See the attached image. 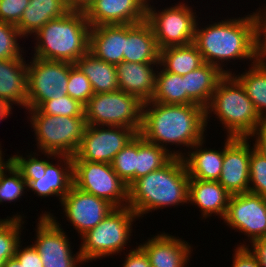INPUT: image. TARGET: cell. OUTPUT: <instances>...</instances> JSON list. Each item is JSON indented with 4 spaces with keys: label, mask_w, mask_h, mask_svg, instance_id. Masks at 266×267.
<instances>
[{
    "label": "cell",
    "mask_w": 266,
    "mask_h": 267,
    "mask_svg": "<svg viewBox=\"0 0 266 267\" xmlns=\"http://www.w3.org/2000/svg\"><path fill=\"white\" fill-rule=\"evenodd\" d=\"M198 22L193 43L204 62L218 67L225 74H232L231 69H224L227 67L224 63L232 59H249L256 63L261 58L256 11L244 17L225 18L204 28Z\"/></svg>",
    "instance_id": "1"
},
{
    "label": "cell",
    "mask_w": 266,
    "mask_h": 267,
    "mask_svg": "<svg viewBox=\"0 0 266 267\" xmlns=\"http://www.w3.org/2000/svg\"><path fill=\"white\" fill-rule=\"evenodd\" d=\"M207 127L205 109L200 105L148 101L143 103L139 134L148 142L168 150L174 157L182 158L183 151L168 149L169 144L182 145L181 148L184 146L189 150L205 138Z\"/></svg>",
    "instance_id": "2"
},
{
    "label": "cell",
    "mask_w": 266,
    "mask_h": 267,
    "mask_svg": "<svg viewBox=\"0 0 266 267\" xmlns=\"http://www.w3.org/2000/svg\"><path fill=\"white\" fill-rule=\"evenodd\" d=\"M189 176L181 157H173L128 187V206L140 218L159 208L183 206L188 203Z\"/></svg>",
    "instance_id": "3"
},
{
    "label": "cell",
    "mask_w": 266,
    "mask_h": 267,
    "mask_svg": "<svg viewBox=\"0 0 266 267\" xmlns=\"http://www.w3.org/2000/svg\"><path fill=\"white\" fill-rule=\"evenodd\" d=\"M90 30L84 11L72 9L32 35L36 40L33 57L74 64L89 51Z\"/></svg>",
    "instance_id": "4"
},
{
    "label": "cell",
    "mask_w": 266,
    "mask_h": 267,
    "mask_svg": "<svg viewBox=\"0 0 266 267\" xmlns=\"http://www.w3.org/2000/svg\"><path fill=\"white\" fill-rule=\"evenodd\" d=\"M206 125L213 113L226 129L227 137L248 138L263 122L244 87L226 74L217 84L205 108Z\"/></svg>",
    "instance_id": "5"
},
{
    "label": "cell",
    "mask_w": 266,
    "mask_h": 267,
    "mask_svg": "<svg viewBox=\"0 0 266 267\" xmlns=\"http://www.w3.org/2000/svg\"><path fill=\"white\" fill-rule=\"evenodd\" d=\"M139 219L129 207L113 209L96 227L87 231L81 238L80 251L85 263L109 257L125 250L131 240L133 223Z\"/></svg>",
    "instance_id": "6"
},
{
    "label": "cell",
    "mask_w": 266,
    "mask_h": 267,
    "mask_svg": "<svg viewBox=\"0 0 266 267\" xmlns=\"http://www.w3.org/2000/svg\"><path fill=\"white\" fill-rule=\"evenodd\" d=\"M26 110L39 153L76 154L87 126L85 117L52 116L37 108Z\"/></svg>",
    "instance_id": "7"
},
{
    "label": "cell",
    "mask_w": 266,
    "mask_h": 267,
    "mask_svg": "<svg viewBox=\"0 0 266 267\" xmlns=\"http://www.w3.org/2000/svg\"><path fill=\"white\" fill-rule=\"evenodd\" d=\"M142 108L143 102L121 90L96 93L84 105V117L87 125L128 127L139 133Z\"/></svg>",
    "instance_id": "8"
},
{
    "label": "cell",
    "mask_w": 266,
    "mask_h": 267,
    "mask_svg": "<svg viewBox=\"0 0 266 267\" xmlns=\"http://www.w3.org/2000/svg\"><path fill=\"white\" fill-rule=\"evenodd\" d=\"M193 7L179 2L157 10L147 3L146 21L151 25L159 50L194 41L197 14ZM157 10V11H156Z\"/></svg>",
    "instance_id": "9"
},
{
    "label": "cell",
    "mask_w": 266,
    "mask_h": 267,
    "mask_svg": "<svg viewBox=\"0 0 266 267\" xmlns=\"http://www.w3.org/2000/svg\"><path fill=\"white\" fill-rule=\"evenodd\" d=\"M73 185L88 194L105 199L115 208L128 206V185L111 164L72 161Z\"/></svg>",
    "instance_id": "10"
},
{
    "label": "cell",
    "mask_w": 266,
    "mask_h": 267,
    "mask_svg": "<svg viewBox=\"0 0 266 267\" xmlns=\"http://www.w3.org/2000/svg\"><path fill=\"white\" fill-rule=\"evenodd\" d=\"M27 109H36L42 102L67 95L70 62L37 57L27 62Z\"/></svg>",
    "instance_id": "11"
},
{
    "label": "cell",
    "mask_w": 266,
    "mask_h": 267,
    "mask_svg": "<svg viewBox=\"0 0 266 267\" xmlns=\"http://www.w3.org/2000/svg\"><path fill=\"white\" fill-rule=\"evenodd\" d=\"M56 216L50 212L40 213L35 228V241L32 243L44 267H79L84 264L80 251L73 254L72 244Z\"/></svg>",
    "instance_id": "12"
},
{
    "label": "cell",
    "mask_w": 266,
    "mask_h": 267,
    "mask_svg": "<svg viewBox=\"0 0 266 267\" xmlns=\"http://www.w3.org/2000/svg\"><path fill=\"white\" fill-rule=\"evenodd\" d=\"M137 134L135 129L128 127L87 125L72 161L111 164L115 155Z\"/></svg>",
    "instance_id": "13"
},
{
    "label": "cell",
    "mask_w": 266,
    "mask_h": 267,
    "mask_svg": "<svg viewBox=\"0 0 266 267\" xmlns=\"http://www.w3.org/2000/svg\"><path fill=\"white\" fill-rule=\"evenodd\" d=\"M222 220L247 236L249 243L266 238V198L250 192L231 195Z\"/></svg>",
    "instance_id": "14"
},
{
    "label": "cell",
    "mask_w": 266,
    "mask_h": 267,
    "mask_svg": "<svg viewBox=\"0 0 266 267\" xmlns=\"http://www.w3.org/2000/svg\"><path fill=\"white\" fill-rule=\"evenodd\" d=\"M60 206L67 221L80 237L96 227L115 207L105 199L88 194L74 185L61 199Z\"/></svg>",
    "instance_id": "15"
},
{
    "label": "cell",
    "mask_w": 266,
    "mask_h": 267,
    "mask_svg": "<svg viewBox=\"0 0 266 267\" xmlns=\"http://www.w3.org/2000/svg\"><path fill=\"white\" fill-rule=\"evenodd\" d=\"M224 141V159L218 182L231 195L247 193L250 183V154L254 146L251 147L249 138L226 136Z\"/></svg>",
    "instance_id": "16"
},
{
    "label": "cell",
    "mask_w": 266,
    "mask_h": 267,
    "mask_svg": "<svg viewBox=\"0 0 266 267\" xmlns=\"http://www.w3.org/2000/svg\"><path fill=\"white\" fill-rule=\"evenodd\" d=\"M91 27L146 21L145 0H92L83 9Z\"/></svg>",
    "instance_id": "17"
},
{
    "label": "cell",
    "mask_w": 266,
    "mask_h": 267,
    "mask_svg": "<svg viewBox=\"0 0 266 267\" xmlns=\"http://www.w3.org/2000/svg\"><path fill=\"white\" fill-rule=\"evenodd\" d=\"M56 158V164L52 158L39 176H22L27 192L34 191L35 195L42 198L58 197L61 202L73 186V163L70 155H56Z\"/></svg>",
    "instance_id": "18"
},
{
    "label": "cell",
    "mask_w": 266,
    "mask_h": 267,
    "mask_svg": "<svg viewBox=\"0 0 266 267\" xmlns=\"http://www.w3.org/2000/svg\"><path fill=\"white\" fill-rule=\"evenodd\" d=\"M152 236L147 242L139 244L148 256L151 267H188L186 265L190 263L193 251L188 241L165 232Z\"/></svg>",
    "instance_id": "19"
},
{
    "label": "cell",
    "mask_w": 266,
    "mask_h": 267,
    "mask_svg": "<svg viewBox=\"0 0 266 267\" xmlns=\"http://www.w3.org/2000/svg\"><path fill=\"white\" fill-rule=\"evenodd\" d=\"M159 66V63L122 61L116 65L119 90L136 96L143 103L151 101Z\"/></svg>",
    "instance_id": "20"
},
{
    "label": "cell",
    "mask_w": 266,
    "mask_h": 267,
    "mask_svg": "<svg viewBox=\"0 0 266 267\" xmlns=\"http://www.w3.org/2000/svg\"><path fill=\"white\" fill-rule=\"evenodd\" d=\"M25 58L0 60V104L27 109V70ZM17 104V105H16Z\"/></svg>",
    "instance_id": "21"
},
{
    "label": "cell",
    "mask_w": 266,
    "mask_h": 267,
    "mask_svg": "<svg viewBox=\"0 0 266 267\" xmlns=\"http://www.w3.org/2000/svg\"><path fill=\"white\" fill-rule=\"evenodd\" d=\"M230 197L231 194L218 181L189 178L188 203L200 208L202 219L212 217V214L223 219Z\"/></svg>",
    "instance_id": "22"
},
{
    "label": "cell",
    "mask_w": 266,
    "mask_h": 267,
    "mask_svg": "<svg viewBox=\"0 0 266 267\" xmlns=\"http://www.w3.org/2000/svg\"><path fill=\"white\" fill-rule=\"evenodd\" d=\"M160 50L153 29L147 21L125 24V47L123 61L136 63H159Z\"/></svg>",
    "instance_id": "23"
},
{
    "label": "cell",
    "mask_w": 266,
    "mask_h": 267,
    "mask_svg": "<svg viewBox=\"0 0 266 267\" xmlns=\"http://www.w3.org/2000/svg\"><path fill=\"white\" fill-rule=\"evenodd\" d=\"M125 24L91 27L89 51L103 61L118 65L123 61Z\"/></svg>",
    "instance_id": "24"
},
{
    "label": "cell",
    "mask_w": 266,
    "mask_h": 267,
    "mask_svg": "<svg viewBox=\"0 0 266 267\" xmlns=\"http://www.w3.org/2000/svg\"><path fill=\"white\" fill-rule=\"evenodd\" d=\"M205 139L197 142L187 153L183 152L184 156L182 158L189 178L218 181L222 171L224 149L204 148Z\"/></svg>",
    "instance_id": "25"
},
{
    "label": "cell",
    "mask_w": 266,
    "mask_h": 267,
    "mask_svg": "<svg viewBox=\"0 0 266 267\" xmlns=\"http://www.w3.org/2000/svg\"><path fill=\"white\" fill-rule=\"evenodd\" d=\"M70 10L68 0H30L16 27L24 38H28L48 21L63 17Z\"/></svg>",
    "instance_id": "26"
},
{
    "label": "cell",
    "mask_w": 266,
    "mask_h": 267,
    "mask_svg": "<svg viewBox=\"0 0 266 267\" xmlns=\"http://www.w3.org/2000/svg\"><path fill=\"white\" fill-rule=\"evenodd\" d=\"M226 74L218 67L204 62L197 69L182 76L187 93V105L208 106L218 82Z\"/></svg>",
    "instance_id": "27"
},
{
    "label": "cell",
    "mask_w": 266,
    "mask_h": 267,
    "mask_svg": "<svg viewBox=\"0 0 266 267\" xmlns=\"http://www.w3.org/2000/svg\"><path fill=\"white\" fill-rule=\"evenodd\" d=\"M90 81L94 94L119 90L116 65L97 58L90 51L74 63Z\"/></svg>",
    "instance_id": "28"
},
{
    "label": "cell",
    "mask_w": 266,
    "mask_h": 267,
    "mask_svg": "<svg viewBox=\"0 0 266 267\" xmlns=\"http://www.w3.org/2000/svg\"><path fill=\"white\" fill-rule=\"evenodd\" d=\"M248 71L232 75L244 87L248 98L254 104L260 117L266 121V58L261 57L256 63H251Z\"/></svg>",
    "instance_id": "29"
},
{
    "label": "cell",
    "mask_w": 266,
    "mask_h": 267,
    "mask_svg": "<svg viewBox=\"0 0 266 267\" xmlns=\"http://www.w3.org/2000/svg\"><path fill=\"white\" fill-rule=\"evenodd\" d=\"M204 63L201 53L192 42L160 50L159 64L173 74L186 75Z\"/></svg>",
    "instance_id": "30"
},
{
    "label": "cell",
    "mask_w": 266,
    "mask_h": 267,
    "mask_svg": "<svg viewBox=\"0 0 266 267\" xmlns=\"http://www.w3.org/2000/svg\"><path fill=\"white\" fill-rule=\"evenodd\" d=\"M151 101L163 104L187 105V93L182 76L167 72L160 65L157 69L155 90Z\"/></svg>",
    "instance_id": "31"
},
{
    "label": "cell",
    "mask_w": 266,
    "mask_h": 267,
    "mask_svg": "<svg viewBox=\"0 0 266 267\" xmlns=\"http://www.w3.org/2000/svg\"><path fill=\"white\" fill-rule=\"evenodd\" d=\"M137 156L136 179L160 169L174 157L168 150L148 142L140 134H137Z\"/></svg>",
    "instance_id": "32"
},
{
    "label": "cell",
    "mask_w": 266,
    "mask_h": 267,
    "mask_svg": "<svg viewBox=\"0 0 266 267\" xmlns=\"http://www.w3.org/2000/svg\"><path fill=\"white\" fill-rule=\"evenodd\" d=\"M26 189V182L20 171L8 159L0 168V204L6 201L7 203L15 201L16 203L24 196Z\"/></svg>",
    "instance_id": "33"
},
{
    "label": "cell",
    "mask_w": 266,
    "mask_h": 267,
    "mask_svg": "<svg viewBox=\"0 0 266 267\" xmlns=\"http://www.w3.org/2000/svg\"><path fill=\"white\" fill-rule=\"evenodd\" d=\"M137 135L118 154L111 165L115 173L128 185L136 180Z\"/></svg>",
    "instance_id": "34"
},
{
    "label": "cell",
    "mask_w": 266,
    "mask_h": 267,
    "mask_svg": "<svg viewBox=\"0 0 266 267\" xmlns=\"http://www.w3.org/2000/svg\"><path fill=\"white\" fill-rule=\"evenodd\" d=\"M24 38L16 25L0 21V60L24 58L18 39Z\"/></svg>",
    "instance_id": "35"
},
{
    "label": "cell",
    "mask_w": 266,
    "mask_h": 267,
    "mask_svg": "<svg viewBox=\"0 0 266 267\" xmlns=\"http://www.w3.org/2000/svg\"><path fill=\"white\" fill-rule=\"evenodd\" d=\"M37 109L47 115L84 117V105L69 95L42 102Z\"/></svg>",
    "instance_id": "36"
},
{
    "label": "cell",
    "mask_w": 266,
    "mask_h": 267,
    "mask_svg": "<svg viewBox=\"0 0 266 267\" xmlns=\"http://www.w3.org/2000/svg\"><path fill=\"white\" fill-rule=\"evenodd\" d=\"M24 214L19 213L0 219V250H16L24 229ZM23 227V228H22Z\"/></svg>",
    "instance_id": "37"
},
{
    "label": "cell",
    "mask_w": 266,
    "mask_h": 267,
    "mask_svg": "<svg viewBox=\"0 0 266 267\" xmlns=\"http://www.w3.org/2000/svg\"><path fill=\"white\" fill-rule=\"evenodd\" d=\"M249 176V192L266 198V157L255 149L250 154Z\"/></svg>",
    "instance_id": "38"
},
{
    "label": "cell",
    "mask_w": 266,
    "mask_h": 267,
    "mask_svg": "<svg viewBox=\"0 0 266 267\" xmlns=\"http://www.w3.org/2000/svg\"><path fill=\"white\" fill-rule=\"evenodd\" d=\"M67 87V95L83 105L94 95L90 81L75 64L70 68Z\"/></svg>",
    "instance_id": "39"
},
{
    "label": "cell",
    "mask_w": 266,
    "mask_h": 267,
    "mask_svg": "<svg viewBox=\"0 0 266 267\" xmlns=\"http://www.w3.org/2000/svg\"><path fill=\"white\" fill-rule=\"evenodd\" d=\"M38 152H31L28 155L26 154L27 157H23V155H12L9 157V160L14 164V166L20 171L22 176H39L42 173V169H46V165L50 162V158L56 159V155L54 153H41L45 154V158L39 159L38 156H41L37 154ZM38 155V156H37ZM53 156V157H52Z\"/></svg>",
    "instance_id": "40"
},
{
    "label": "cell",
    "mask_w": 266,
    "mask_h": 267,
    "mask_svg": "<svg viewBox=\"0 0 266 267\" xmlns=\"http://www.w3.org/2000/svg\"><path fill=\"white\" fill-rule=\"evenodd\" d=\"M30 0H0V21L17 25Z\"/></svg>",
    "instance_id": "41"
},
{
    "label": "cell",
    "mask_w": 266,
    "mask_h": 267,
    "mask_svg": "<svg viewBox=\"0 0 266 267\" xmlns=\"http://www.w3.org/2000/svg\"><path fill=\"white\" fill-rule=\"evenodd\" d=\"M22 241L18 244L15 257L24 267H44L41 260V256L34 247V245H27V247L22 246ZM24 247V248H22Z\"/></svg>",
    "instance_id": "42"
},
{
    "label": "cell",
    "mask_w": 266,
    "mask_h": 267,
    "mask_svg": "<svg viewBox=\"0 0 266 267\" xmlns=\"http://www.w3.org/2000/svg\"><path fill=\"white\" fill-rule=\"evenodd\" d=\"M231 267H260L255 256L247 247H235Z\"/></svg>",
    "instance_id": "43"
},
{
    "label": "cell",
    "mask_w": 266,
    "mask_h": 267,
    "mask_svg": "<svg viewBox=\"0 0 266 267\" xmlns=\"http://www.w3.org/2000/svg\"><path fill=\"white\" fill-rule=\"evenodd\" d=\"M129 251L122 267H151L148 256L139 245Z\"/></svg>",
    "instance_id": "44"
},
{
    "label": "cell",
    "mask_w": 266,
    "mask_h": 267,
    "mask_svg": "<svg viewBox=\"0 0 266 267\" xmlns=\"http://www.w3.org/2000/svg\"><path fill=\"white\" fill-rule=\"evenodd\" d=\"M239 244L237 245V247H247L250 250V252L255 256L258 263L260 264V267H266V238L251 242V246L249 245V243L247 245L246 242Z\"/></svg>",
    "instance_id": "45"
},
{
    "label": "cell",
    "mask_w": 266,
    "mask_h": 267,
    "mask_svg": "<svg viewBox=\"0 0 266 267\" xmlns=\"http://www.w3.org/2000/svg\"><path fill=\"white\" fill-rule=\"evenodd\" d=\"M258 8L256 14L258 17V35H259V51L261 57L266 58V6Z\"/></svg>",
    "instance_id": "46"
},
{
    "label": "cell",
    "mask_w": 266,
    "mask_h": 267,
    "mask_svg": "<svg viewBox=\"0 0 266 267\" xmlns=\"http://www.w3.org/2000/svg\"><path fill=\"white\" fill-rule=\"evenodd\" d=\"M253 138L254 149L262 156L266 157V121H264L249 137Z\"/></svg>",
    "instance_id": "47"
},
{
    "label": "cell",
    "mask_w": 266,
    "mask_h": 267,
    "mask_svg": "<svg viewBox=\"0 0 266 267\" xmlns=\"http://www.w3.org/2000/svg\"><path fill=\"white\" fill-rule=\"evenodd\" d=\"M72 9L83 10L92 0H68Z\"/></svg>",
    "instance_id": "48"
},
{
    "label": "cell",
    "mask_w": 266,
    "mask_h": 267,
    "mask_svg": "<svg viewBox=\"0 0 266 267\" xmlns=\"http://www.w3.org/2000/svg\"><path fill=\"white\" fill-rule=\"evenodd\" d=\"M16 250H0V267H3L5 261L14 257Z\"/></svg>",
    "instance_id": "49"
},
{
    "label": "cell",
    "mask_w": 266,
    "mask_h": 267,
    "mask_svg": "<svg viewBox=\"0 0 266 267\" xmlns=\"http://www.w3.org/2000/svg\"><path fill=\"white\" fill-rule=\"evenodd\" d=\"M12 108L14 107H9L0 104V121L5 120V118L9 117V115L12 114Z\"/></svg>",
    "instance_id": "50"
},
{
    "label": "cell",
    "mask_w": 266,
    "mask_h": 267,
    "mask_svg": "<svg viewBox=\"0 0 266 267\" xmlns=\"http://www.w3.org/2000/svg\"><path fill=\"white\" fill-rule=\"evenodd\" d=\"M3 267H24L22 263L18 261V259L14 256L7 259L3 265Z\"/></svg>",
    "instance_id": "51"
},
{
    "label": "cell",
    "mask_w": 266,
    "mask_h": 267,
    "mask_svg": "<svg viewBox=\"0 0 266 267\" xmlns=\"http://www.w3.org/2000/svg\"><path fill=\"white\" fill-rule=\"evenodd\" d=\"M1 144H0V168L7 162L8 159H4V152L1 150ZM3 152V153H2ZM6 160V161H5Z\"/></svg>",
    "instance_id": "52"
}]
</instances>
